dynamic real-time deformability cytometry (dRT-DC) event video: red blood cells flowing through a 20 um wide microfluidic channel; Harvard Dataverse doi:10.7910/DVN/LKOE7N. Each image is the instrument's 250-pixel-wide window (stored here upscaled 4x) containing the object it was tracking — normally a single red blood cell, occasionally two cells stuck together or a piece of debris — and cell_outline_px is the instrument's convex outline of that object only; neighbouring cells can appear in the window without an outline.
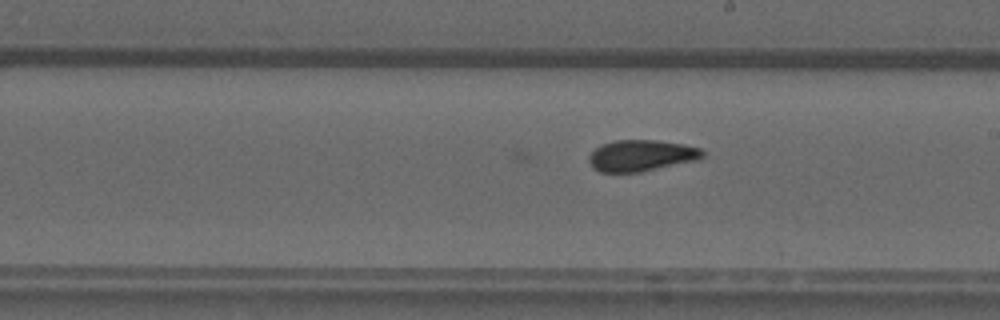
{"species": "common noctule bat (a hibernating species)", "species_latin": "Nyctalus noctula", "temperature_condition": "warm", "stored_images_in_passage": 35, "camera_frame_rate_fps": 3000, "um_per_image_px": 0.085, "animal": {"sex": "male", "forearm_length_mm": 52.5}, "frame": {"image": 1, "passage_image": 15, "time_ms": 4.667, "image_size_px": [1000, 320], "cell_outline_px": [[704, 156], [696, 160], [640, 172], [600, 172], [592, 168], [588, 160], [588, 156], [596, 148], [604, 144], [616, 140], [656, 140], [684, 144], [700, 148], [704, 152]], "centroid_in_image_um": [54.49, 13.22], "position_along_channel_um": 234.5, "area_um2": 20.63}}
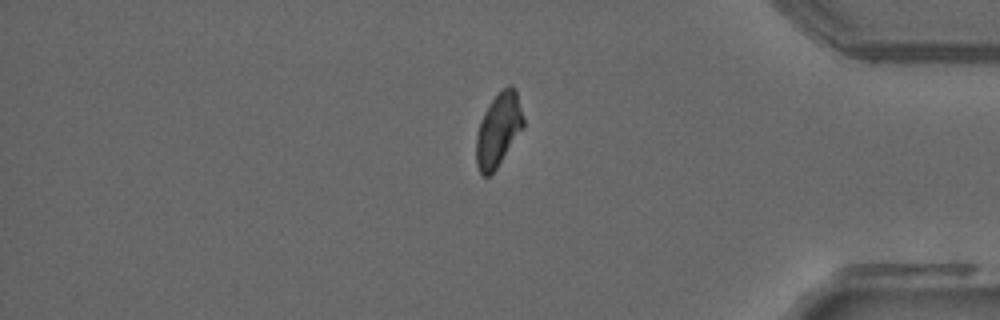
{"frame": {"image": 2, "passage_image": 29, "time_ms": 9.333, "image_size_px": [1000, 320], "cell_outline_px": [[524, 128], [496, 168], [488, 176], [484, 176], [480, 172], [476, 164], [476, 136], [480, 120], [484, 112], [492, 100], [508, 84], [512, 84], [516, 88], [524, 120]], "centroid_in_image_um": [42.37, 11.01], "position_along_channel_um": 392.8, "area_um2": 20.11}}